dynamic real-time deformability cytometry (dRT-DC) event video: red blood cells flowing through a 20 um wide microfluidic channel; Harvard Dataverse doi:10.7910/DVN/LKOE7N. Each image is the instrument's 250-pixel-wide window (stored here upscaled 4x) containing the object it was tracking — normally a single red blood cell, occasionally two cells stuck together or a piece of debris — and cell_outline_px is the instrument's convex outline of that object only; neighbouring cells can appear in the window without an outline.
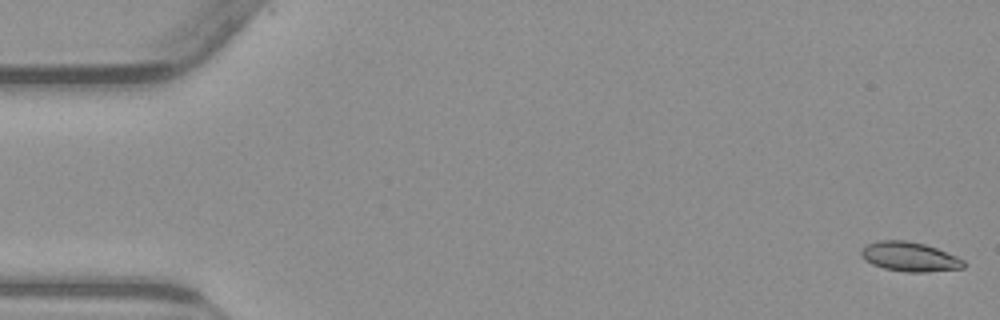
{"species": "common noctule bat (a hibernating species)", "species_latin": "Nyctalus noctula", "temperature_condition": "warm", "stored_images_in_passage": 54, "camera_frame_rate_fps": 3000, "um_per_image_px": 0.085, "animal": {"sex": "male", "body_mass_g": 23.1, "forearm_length_mm": 52.7}, "frame": {"image": 1, "passage_image": 1, "time_ms": 0.0, "image_size_px": [1000, 320], "cell_outline_px": [[964, 268], [924, 272], [904, 272], [884, 268], [872, 264], [864, 260], [860, 256], [860, 248], [876, 240], [908, 240], [924, 244], [936, 248], [956, 256], [964, 260]], "centroid_in_image_um": [77.27, 21.81], "position_along_channel_um": 7.7, "area_um2": 17.69}}
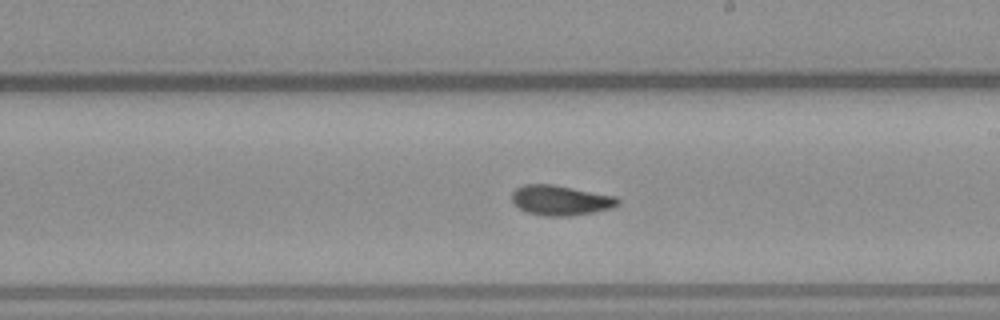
{"frame": {"image": 2, "passage_image": 31, "time_ms": 10.0, "image_size_px": [1000, 320], "cell_outline_px": [[620, 204], [612, 208], [592, 212], [568, 216], [544, 216], [528, 212], [520, 208], [512, 200], [512, 192], [516, 188], [524, 184], [552, 184], [616, 196], [620, 200]], "centroid_in_image_um": [47.67, 17.02], "position_along_channel_um": 241.3, "area_um2": 18.44}}
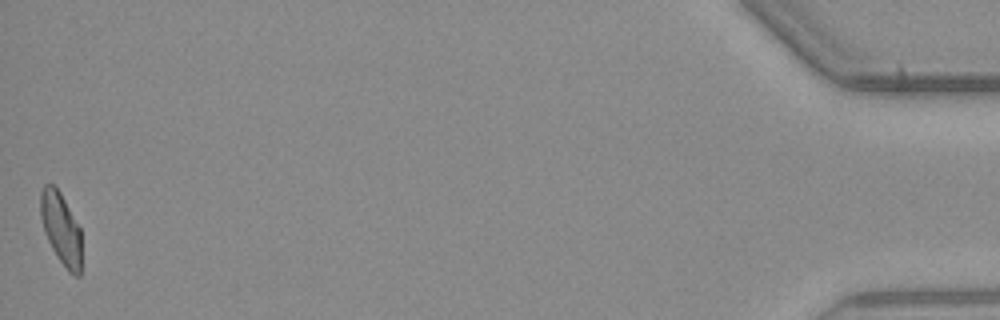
{"frame": {"image": 3, "passage_image": 54, "time_ms": 17.667, "image_size_px": [1000, 320], "cell_outline_px": [[80, 276], [72, 276], [68, 272], [56, 256], [44, 232], [40, 216], [40, 192], [44, 184], [52, 184], [60, 192], [80, 228]], "centroid_in_image_um": [5.16, 19.44], "position_along_channel_um": 430.0, "area_um2": 17.11}, "authors_computed_cell_mechanics": {"area_um2": 17.918, "velocity_mm_per_s": 3.8248, "shape_relaxation_time_tau1_ms": null, "shape_relaxation_time_tau2_ms": 3.0991, "deformation_change_tau1": null, "deformation_change_tau2": 0.0859}}